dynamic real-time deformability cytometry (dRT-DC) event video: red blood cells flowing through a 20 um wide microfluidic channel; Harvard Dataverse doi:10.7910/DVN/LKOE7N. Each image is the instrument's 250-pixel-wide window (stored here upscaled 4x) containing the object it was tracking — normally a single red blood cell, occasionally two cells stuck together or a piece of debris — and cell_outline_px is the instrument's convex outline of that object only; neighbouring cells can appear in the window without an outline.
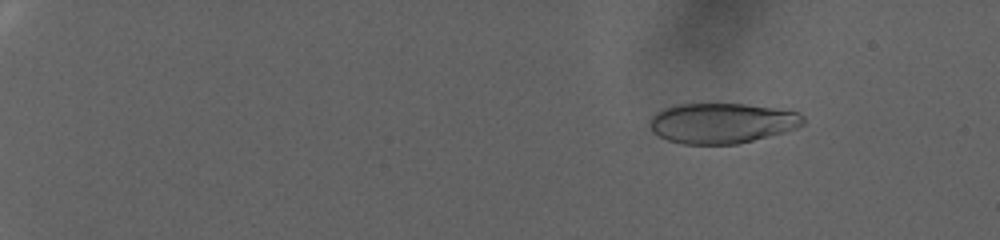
{"species": "human", "species_latin": "Homo sapiens", "temperature_condition": "warm", "stored_images_in_passage": 46, "camera_frame_rate_fps": 3000, "um_per_image_px": 0.085, "donor": {"sex": "female"}, "frame": {"image": 1, "passage_image": 3, "time_ms": 0.667, "image_size_px": [1000, 240], "cell_outline_px": [[804, 124], [796, 128], [784, 132], [736, 144], [684, 144], [668, 140], [652, 132], [648, 124], [648, 120], [656, 112], [664, 108], [680, 104], [744, 104], [800, 112], [804, 116]], "centroid_in_image_um": [61.34, 10.46], "position_along_channel_um": 23.7, "area_um2": 35.95}}
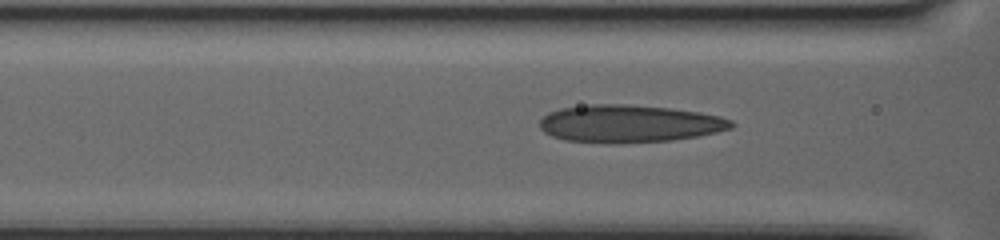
{"frame": {"image": 2, "passage_image": 31, "time_ms": 10.0, "image_size_px": [1000, 240], "cell_outline_px": [[736, 124], [732, 128], [700, 136], [672, 140], [612, 144], [564, 140], [552, 136], [544, 132], [540, 128], [540, 120], [548, 112], [560, 108], [588, 104], [628, 104], [672, 108], [700, 112], [720, 116], [732, 120]], "centroid_in_image_um": [53.49, 10.51], "position_along_channel_um": 113.1, "area_um2": 42.43}}
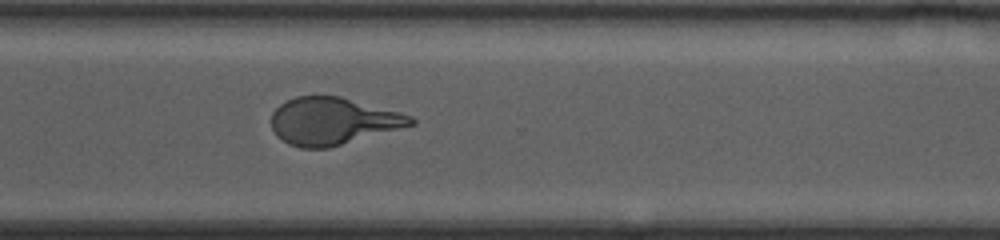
{"frame": {"image": 3, "passage_image": 46, "time_ms": 15.0, "image_size_px": [1000, 240], "cell_outline_px": [[416, 124], [328, 148], [300, 148], [288, 144], [276, 136], [272, 128], [272, 112], [280, 104], [296, 96], [340, 96], [412, 116], [416, 120]], "centroid_in_image_um": [28.26, 10.3], "position_along_channel_um": 342.3, "area_um2": 38.15}}